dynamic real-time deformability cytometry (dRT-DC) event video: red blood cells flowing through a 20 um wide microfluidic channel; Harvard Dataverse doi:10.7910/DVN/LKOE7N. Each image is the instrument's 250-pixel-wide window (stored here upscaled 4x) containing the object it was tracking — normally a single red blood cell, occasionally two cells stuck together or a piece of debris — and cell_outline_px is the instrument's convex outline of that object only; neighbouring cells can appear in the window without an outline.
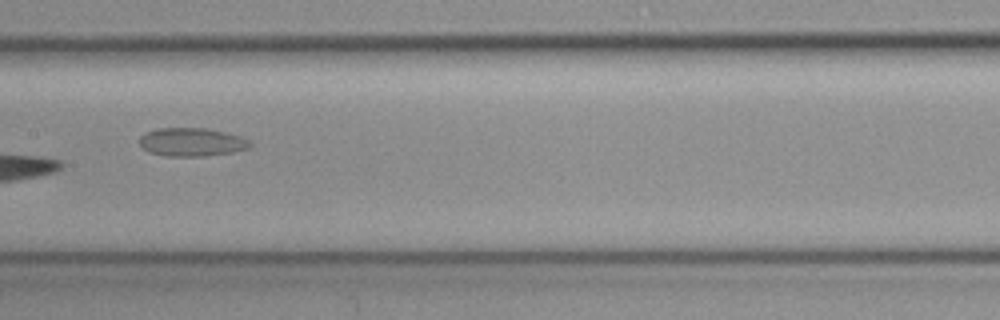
{"species": "common noctule bat (a hibernating species)", "species_latin": "Nyctalus noctula", "temperature_condition": "cold", "stored_images_in_passage": 8, "camera_frame_rate_fps": 3000, "um_per_image_px": 0.085, "animal": {"sex": "female", "body_mass_g": 19.3, "forearm_length_mm": 54.1}, "frame": {"image": 1, "passage_image": 8, "time_ms": 2.333, "image_size_px": [1000, 320], "cell_outline_px": [[252, 144], [248, 148], [232, 152], [204, 156], [168, 156], [148, 152], [136, 140], [144, 132], [156, 128], [208, 128], [240, 136], [248, 140]], "centroid_in_image_um": [16.24, 12.07], "position_along_channel_um": 191.2, "area_um2": 18.38}}